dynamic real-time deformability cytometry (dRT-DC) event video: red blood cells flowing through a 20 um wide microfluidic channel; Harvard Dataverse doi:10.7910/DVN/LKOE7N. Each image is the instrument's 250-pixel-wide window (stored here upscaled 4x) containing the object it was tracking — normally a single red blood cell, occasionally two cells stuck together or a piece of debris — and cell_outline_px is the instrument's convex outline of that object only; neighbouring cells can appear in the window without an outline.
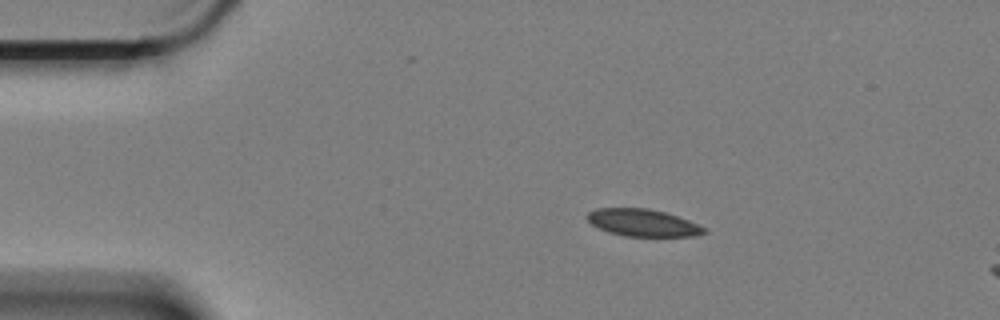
{"species": "Egyptian fruit bat (a non-hibernating species)", "species_latin": "Rousettus aegyptiacus", "temperature_condition": "cold", "stored_images_in_passage": 50, "camera_frame_rate_fps": 3000, "um_per_image_px": 0.085, "animal": {"sex": "female"}, "frame": {"image": 1, "passage_image": 1, "time_ms": 0.0, "image_size_px": [1000, 320], "cell_outline_px": [[708, 232], [696, 236], [624, 236], [608, 232], [592, 224], [584, 216], [588, 212], [596, 208], [648, 208], [664, 212], [688, 220], [708, 228]], "centroid_in_image_um": [54.65, 18.93], "position_along_channel_um": 30.4, "area_um2": 18.61}}
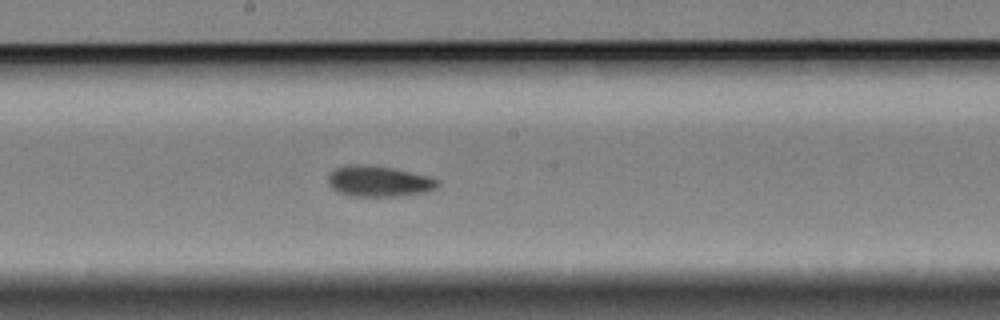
{"frame": {"image": 2, "passage_image": 22, "time_ms": 7.0, "image_size_px": [1000, 320], "cell_outline_px": [[440, 184], [436, 188], [424, 192], [396, 196], [348, 196], [332, 188], [328, 184], [328, 176], [336, 168], [348, 164], [372, 164], [392, 168], [428, 176], [440, 180]], "centroid_in_image_um": [32.19, 15.4], "position_along_channel_um": 216.0, "area_um2": 19.71}}
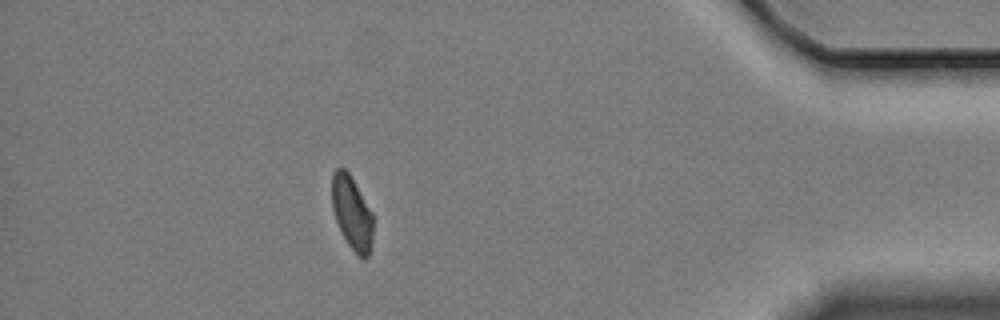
{"frame": {"image": 3, "passage_image": 43, "time_ms": 14.0, "image_size_px": [1000, 320], "cell_outline_px": [[372, 244], [368, 256], [364, 260], [348, 244], [340, 232], [332, 208], [332, 172], [336, 168], [344, 168], [348, 172], [372, 212]], "centroid_in_image_um": [29.9, 18.09], "position_along_channel_um": 405.3, "area_um2": 17.46}, "authors_computed_cell_mechanics": {"area_um2": 19.0162, "velocity_mm_per_s": 3.3511, "shape_relaxation_time_tau1_ms": 5.7663, "shape_relaxation_time_tau2_ms": 1.6092, "deformation_change_tau1": 0.1159, "deformation_change_tau2": 0.0499}}